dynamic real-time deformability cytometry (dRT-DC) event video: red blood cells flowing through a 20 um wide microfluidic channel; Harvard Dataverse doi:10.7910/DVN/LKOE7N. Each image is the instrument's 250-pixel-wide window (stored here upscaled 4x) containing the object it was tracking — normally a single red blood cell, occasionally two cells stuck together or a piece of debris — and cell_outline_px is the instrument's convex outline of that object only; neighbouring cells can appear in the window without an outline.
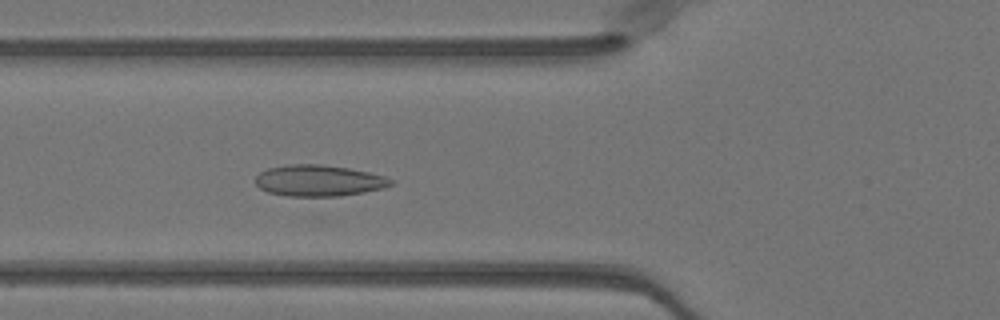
{"species": "Egyptian fruit bat (a non-hibernating species)", "species_latin": "Rousettus aegyptiacus", "temperature_condition": "warm", "stored_images_in_passage": 51, "camera_frame_rate_fps": 3000, "um_per_image_px": 0.085, "animal": {"sex": "female"}, "frame": {"image": 1, "passage_image": 19, "time_ms": 6.0, "image_size_px": [1000, 320], "cell_outline_px": [[392, 184], [384, 188], [364, 192], [340, 196], [288, 196], [268, 192], [260, 188], [256, 184], [256, 176], [260, 172], [268, 168], [288, 164], [320, 164], [348, 168], [368, 172], [384, 176], [392, 180]], "centroid_in_image_um": [27.08, 15.35], "position_along_channel_um": 98.7, "area_um2": 24.57}}
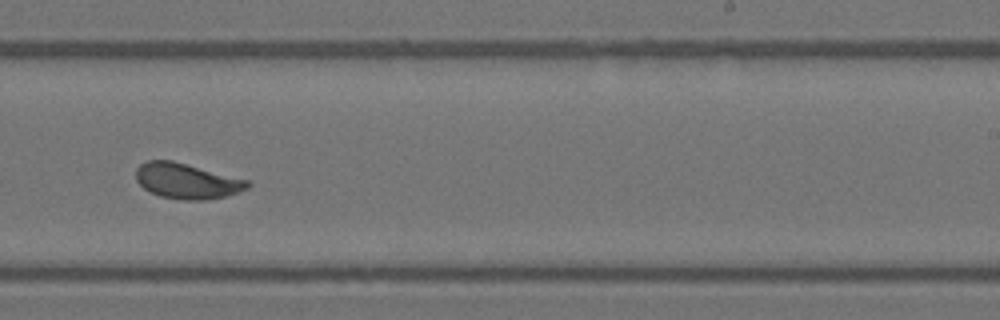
{"frame": {"image": 2, "passage_image": 32, "time_ms": 10.333, "image_size_px": [1000, 320], "cell_outline_px": [[252, 184], [248, 188], [224, 196], [208, 200], [180, 200], [160, 196], [144, 188], [136, 180], [136, 168], [140, 164], [148, 160], [172, 160], [248, 180]], "centroid_in_image_um": [15.87, 15.38], "position_along_channel_um": 273.1, "area_um2": 22.95}}
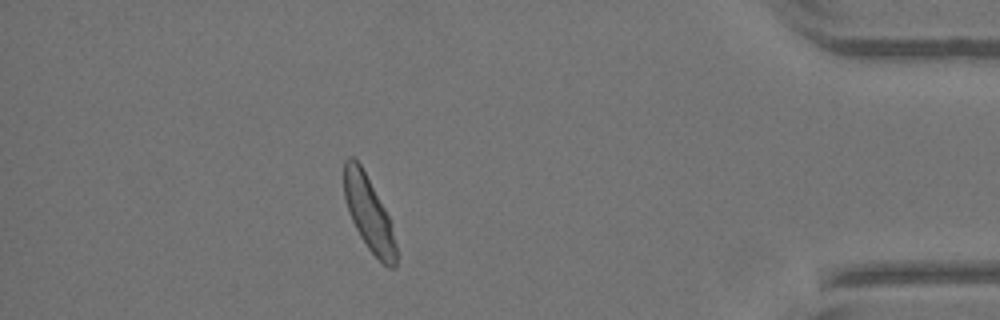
{"frame": {"image": 3, "passage_image": 45, "time_ms": 14.667, "image_size_px": [1000, 320], "cell_outline_px": [[396, 268], [388, 268], [368, 248], [360, 236], [348, 212], [344, 196], [344, 160], [348, 156], [352, 156], [360, 164], [384, 208], [388, 216], [396, 244]], "centroid_in_image_um": [31.33, 18.14], "position_along_channel_um": 403.9, "area_um2": 22.08}, "authors_computed_cell_mechanics": {"area_um2": 23.2356, "velocity_mm_per_s": 4.0254, "shape_relaxation_time_tau1_ms": 3.6645, "shape_relaxation_time_tau2_ms": 0.5763, "deformation_change_tau1": 0.1151, "deformation_change_tau2": 0.0537}}